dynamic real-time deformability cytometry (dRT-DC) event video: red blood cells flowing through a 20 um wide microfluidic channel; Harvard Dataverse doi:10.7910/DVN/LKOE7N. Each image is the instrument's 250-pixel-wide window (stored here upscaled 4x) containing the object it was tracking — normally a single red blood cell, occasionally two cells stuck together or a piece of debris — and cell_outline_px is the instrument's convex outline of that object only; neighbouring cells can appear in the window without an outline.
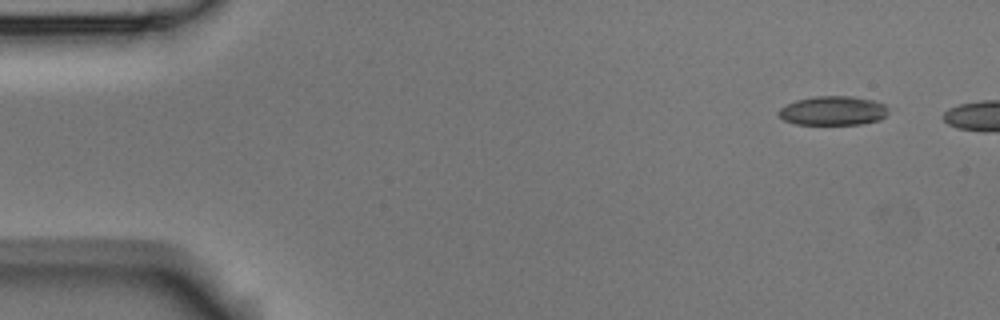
{"species": "Egyptian fruit bat (a non-hibernating species)", "species_latin": "Rousettus aegyptiacus", "temperature_condition": "room temperature", "stored_images_in_passage": 5, "camera_frame_rate_fps": 3000, "um_per_image_px": 0.085, "animal": {"sex": "male"}, "frame": {"image": 1, "passage_image": 1, "time_ms": 0.0, "image_size_px": [1000, 320], "cell_outline_px": [[888, 112], [880, 120], [860, 124], [796, 124], [784, 120], [776, 112], [780, 108], [796, 100], [812, 96], [852, 96], [872, 100], [884, 104], [888, 108]], "centroid_in_image_um": [70.8, 9.4], "position_along_channel_um": 14.2, "area_um2": 18.61}}